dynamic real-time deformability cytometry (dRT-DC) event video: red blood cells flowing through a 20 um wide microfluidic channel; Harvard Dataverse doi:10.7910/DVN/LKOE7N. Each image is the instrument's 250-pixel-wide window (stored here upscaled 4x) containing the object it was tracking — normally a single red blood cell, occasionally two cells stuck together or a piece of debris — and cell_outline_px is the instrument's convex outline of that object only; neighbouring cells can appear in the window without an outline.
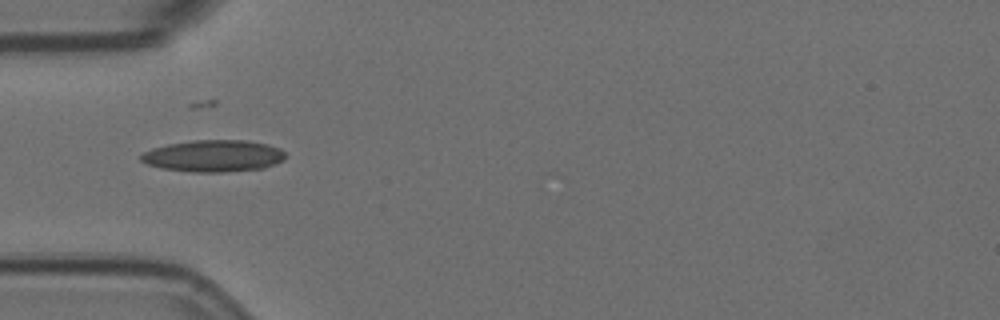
{"species": "Egyptian fruit bat (a non-hibernating species)", "species_latin": "Rousettus aegyptiacus", "temperature_condition": "room temperature", "stored_images_in_passage": 3, "camera_frame_rate_fps": 3000, "um_per_image_px": 0.085, "animal": {"sex": "female"}, "frame": {"image": 1, "passage_image": 1, "time_ms": 0.0, "image_size_px": [1000, 320], "cell_outline_px": [[288, 156], [284, 160], [264, 168], [224, 172], [192, 172], [160, 168], [148, 164], [140, 160], [140, 156], [144, 152], [152, 148], [168, 144], [192, 140], [248, 140], [268, 144], [280, 148]], "centroid_in_image_um": [18.17, 13.25], "position_along_channel_um": 66.8, "area_um2": 26.99}}
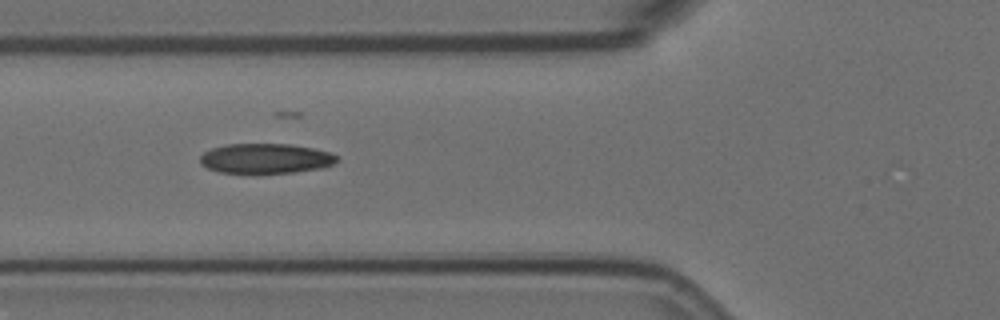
{"frame": {"image": 2, "passage_image": 2, "time_ms": 0.333, "image_size_px": [1000, 320], "cell_outline_px": [[340, 160], [324, 168], [296, 172], [220, 172], [208, 168], [200, 164], [200, 156], [204, 152], [212, 148], [228, 144], [288, 144], [312, 148], [332, 152], [340, 156]], "centroid_in_image_um": [22.64, 13.46], "position_along_channel_um": 103.2, "area_um2": 23.81}}
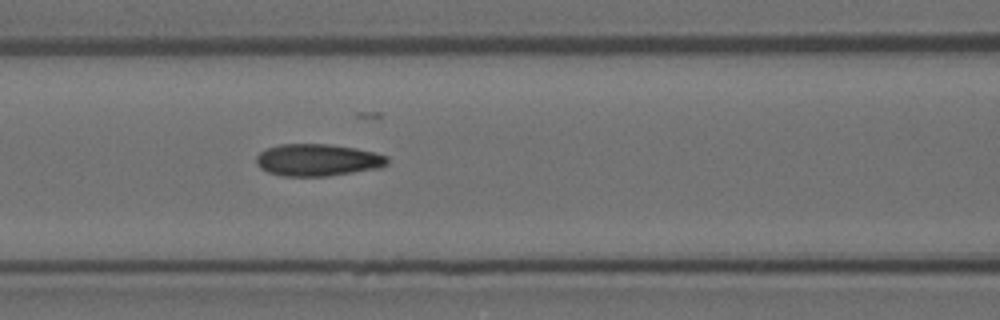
{"frame": {"image": 3, "passage_image": 3, "time_ms": 0.667, "image_size_px": [1000, 320], "cell_outline_px": [[388, 164], [380, 168], [328, 176], [280, 176], [268, 172], [260, 168], [256, 164], [256, 156], [260, 152], [268, 148], [280, 144], [328, 144], [356, 148], [388, 156]], "centroid_in_image_um": [26.99, 13.6], "position_along_channel_um": 139.6, "area_um2": 24.57}}